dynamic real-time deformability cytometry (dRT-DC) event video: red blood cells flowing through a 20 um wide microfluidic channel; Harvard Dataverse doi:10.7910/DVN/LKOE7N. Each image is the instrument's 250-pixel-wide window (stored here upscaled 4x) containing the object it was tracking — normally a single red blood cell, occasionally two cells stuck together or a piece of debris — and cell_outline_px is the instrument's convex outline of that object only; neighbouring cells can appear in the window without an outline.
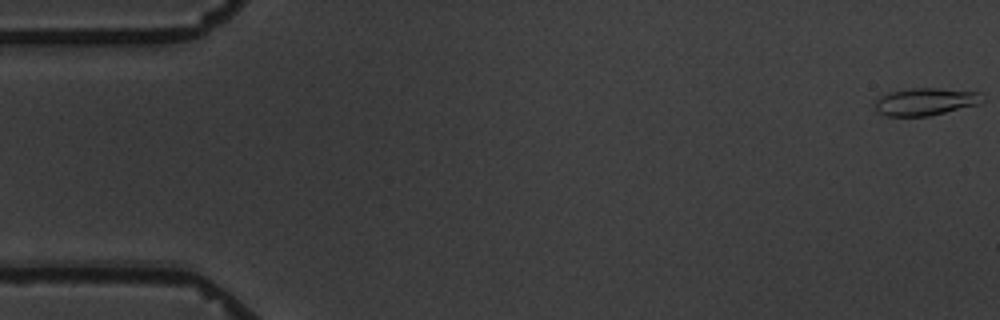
{"species": "common noctule bat (a hibernating species)", "species_latin": "Nyctalus noctula", "temperature_condition": "warm", "stored_images_in_passage": 6, "camera_frame_rate_fps": 3000, "um_per_image_px": 0.085, "animal": {"sex": "male", "body_mass_g": 19.5, "forearm_length_mm": 54.6}, "frame": {"image": 1, "passage_image": 1, "time_ms": 0.0, "image_size_px": [1000, 320], "cell_outline_px": [[984, 100], [980, 104], [928, 116], [888, 116], [880, 112], [876, 108], [876, 100], [880, 96], [888, 92], [912, 88], [936, 88], [980, 92]], "centroid_in_image_um": [78.69, 8.63], "position_along_channel_um": 6.3, "area_um2": 17.05}}
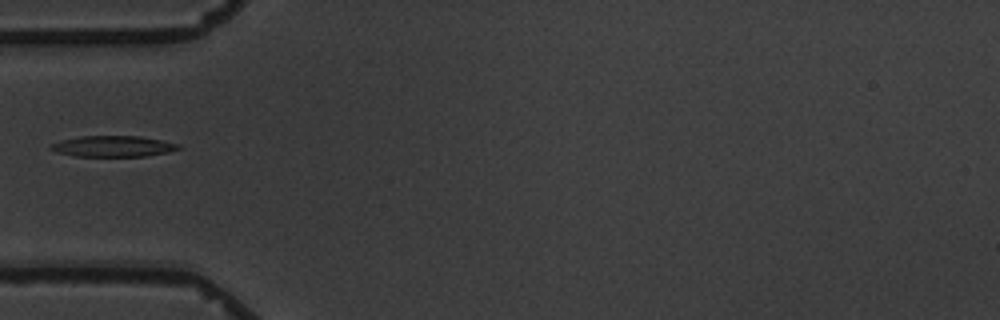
{"frame": {"image": 2, "passage_image": 6, "time_ms": 6.0, "image_size_px": [1000, 320], "cell_outline_px": [[180, 148], [168, 152], [144, 156], [76, 156], [56, 152], [48, 148], [52, 144], [60, 140], [80, 136], [140, 136], [180, 144]], "centroid_in_image_um": [9.58, 12.43], "position_along_channel_um": 75.4, "area_um2": 15.49}}